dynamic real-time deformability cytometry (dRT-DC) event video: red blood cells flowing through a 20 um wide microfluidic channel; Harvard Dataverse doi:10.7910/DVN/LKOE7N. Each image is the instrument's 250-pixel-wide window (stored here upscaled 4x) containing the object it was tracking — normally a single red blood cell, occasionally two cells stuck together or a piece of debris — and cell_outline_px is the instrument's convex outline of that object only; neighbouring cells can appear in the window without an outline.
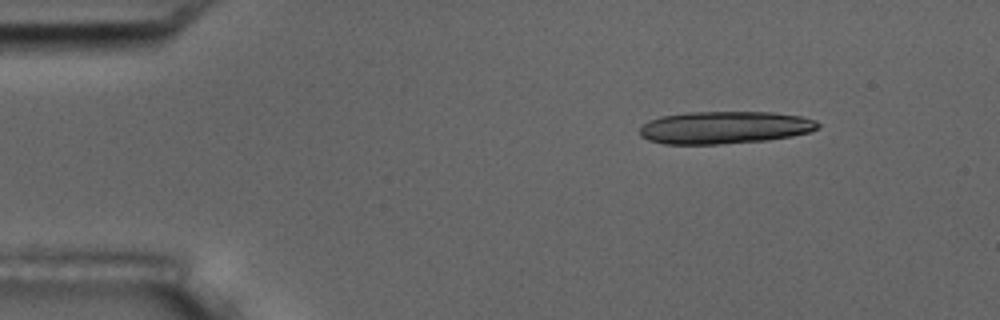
{"species": "common noctule bat (a hibernating species)", "species_latin": "Nyctalus noctula", "temperature_condition": "room temperature", "stored_images_in_passage": 4, "camera_frame_rate_fps": 3000, "um_per_image_px": 0.085, "animal": {"sex": "male", "body_mass_g": 17.5, "forearm_length_mm": 52.3}, "frame": {"image": 1, "passage_image": 1, "time_ms": 0.0, "image_size_px": [1000, 320], "cell_outline_px": [[820, 128], [808, 132], [792, 136], [768, 140], [720, 144], [664, 144], [648, 140], [640, 136], [640, 128], [648, 120], [660, 116], [688, 112], [772, 112], [800, 116], [816, 120], [820, 124]], "centroid_in_image_um": [61.59, 10.84], "position_along_channel_um": 23.4, "area_um2": 33.93}}